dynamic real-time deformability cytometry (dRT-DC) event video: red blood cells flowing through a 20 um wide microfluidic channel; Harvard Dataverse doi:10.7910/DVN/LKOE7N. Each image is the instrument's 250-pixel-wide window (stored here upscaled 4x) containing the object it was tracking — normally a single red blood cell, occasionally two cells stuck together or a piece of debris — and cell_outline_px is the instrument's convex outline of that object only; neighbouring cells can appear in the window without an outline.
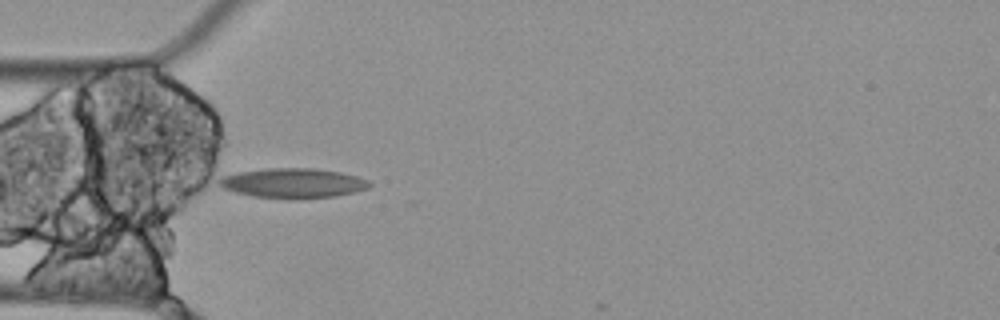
{"species": "Egyptian fruit bat (a non-hibernating species)", "species_latin": "Rousettus aegyptiacus", "temperature_condition": "cold", "stored_images_in_passage": 6, "camera_frame_rate_fps": 3000, "um_per_image_px": 0.085, "animal": {"sex": "female"}, "frame": {"image": 1, "passage_image": 2, "time_ms": 0.333, "image_size_px": [1000, 320], "cell_outline_px": [[372, 184], [368, 188], [336, 196], [288, 200], [252, 196], [236, 192], [224, 188], [216, 184], [220, 176], [240, 172], [268, 168], [316, 168], [340, 172], [356, 176], [368, 180]], "centroid_in_image_um": [24.88, 15.57], "position_along_channel_um": 60.1, "area_um2": 26.3}}
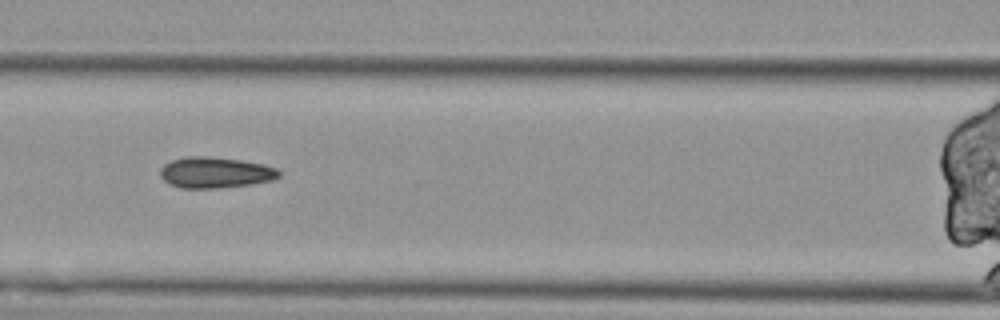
{"frame": {"image": 2, "passage_image": 4, "time_ms": 1.0, "image_size_px": [1000, 320], "cell_outline_px": [[280, 176], [272, 180], [252, 184], [216, 188], [180, 188], [168, 184], [160, 176], [160, 168], [164, 164], [172, 160], [188, 156], [208, 156], [240, 160], [264, 164], [276, 168], [280, 172]], "centroid_in_image_um": [18.28, 14.66], "position_along_channel_um": 148.3, "area_um2": 21.5}}
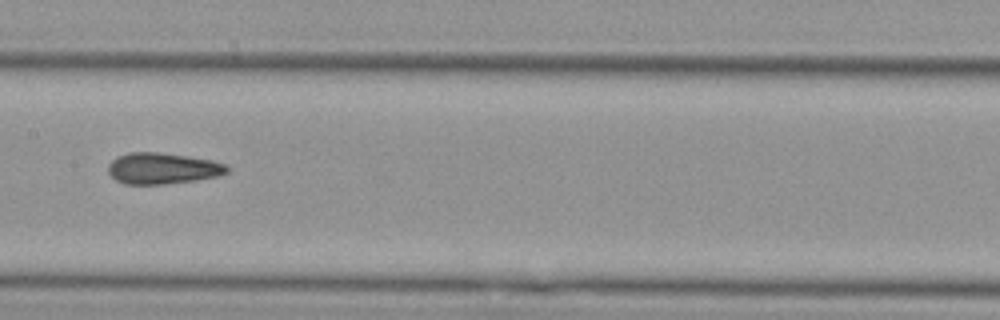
{"frame": {"image": 3, "passage_image": 5, "time_ms": 1.333, "image_size_px": [1000, 320], "cell_outline_px": [[228, 172], [220, 176], [196, 180], [164, 184], [124, 184], [116, 180], [108, 172], [108, 164], [116, 156], [128, 152], [156, 152], [212, 160], [224, 164], [228, 168]], "centroid_in_image_um": [13.79, 14.32], "position_along_channel_um": 193.6, "area_um2": 21.56}}